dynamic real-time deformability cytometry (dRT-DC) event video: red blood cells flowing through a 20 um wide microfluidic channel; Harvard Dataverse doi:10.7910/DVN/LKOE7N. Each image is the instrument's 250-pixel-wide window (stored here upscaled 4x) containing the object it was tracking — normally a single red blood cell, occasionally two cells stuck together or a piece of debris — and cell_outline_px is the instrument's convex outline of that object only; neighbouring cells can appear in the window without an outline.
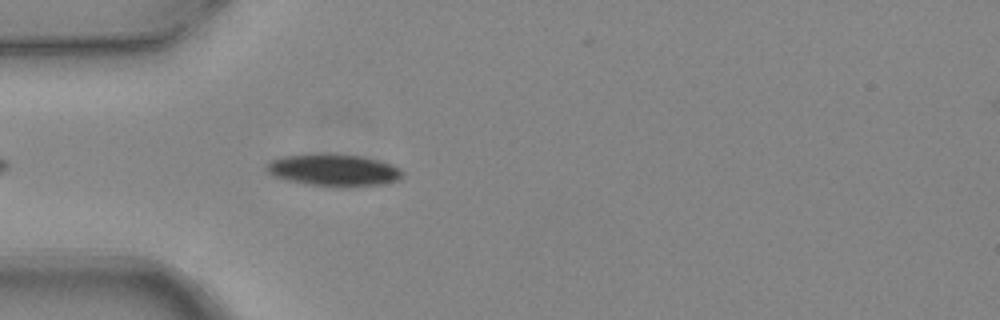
{"species": "common noctule bat (a hibernating species)", "species_latin": "Nyctalus noctula", "temperature_condition": "warm", "stored_images_in_passage": 4, "camera_frame_rate_fps": 3000, "um_per_image_px": 0.085, "animal": {"sex": "female", "body_mass_g": 24.6, "forearm_length_mm": 56.2}, "frame": {"image": 1, "passage_image": 4, "time_ms": 1.0, "image_size_px": [1000, 320], "cell_outline_px": [[404, 176], [396, 180], [380, 184], [344, 188], [308, 184], [284, 180], [272, 176], [264, 168], [272, 160], [284, 156], [360, 156], [392, 164], [400, 168], [404, 172]], "centroid_in_image_um": [28.38, 14.52], "position_along_channel_um": 56.6, "area_um2": 24.68}}